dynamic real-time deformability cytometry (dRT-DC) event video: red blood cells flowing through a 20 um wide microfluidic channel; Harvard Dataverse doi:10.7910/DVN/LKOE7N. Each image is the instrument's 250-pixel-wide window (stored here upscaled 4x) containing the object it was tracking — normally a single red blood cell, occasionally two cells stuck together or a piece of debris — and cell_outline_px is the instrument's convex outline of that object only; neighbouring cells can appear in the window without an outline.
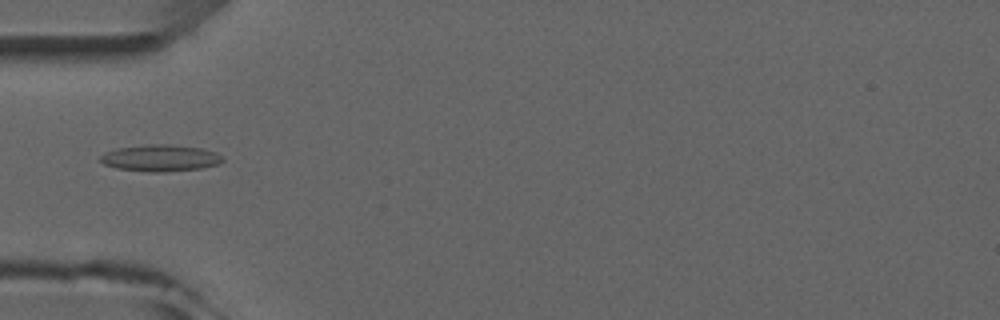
{"species": "common noctule bat (a hibernating species)", "species_latin": "Nyctalus noctula", "temperature_condition": "room temperature", "stored_images_in_passage": 5, "camera_frame_rate_fps": 3000, "um_per_image_px": 0.085, "animal": {"sex": "male", "forearm_length_mm": 52.5}, "frame": {"image": 1, "passage_image": 5, "time_ms": 5.333, "image_size_px": [1000, 320], "cell_outline_px": [[224, 160], [220, 164], [200, 168], [164, 172], [152, 172], [116, 168], [104, 164], [100, 160], [100, 156], [104, 152], [116, 148], [148, 144], [172, 144], [200, 148], [216, 152], [224, 156]], "centroid_in_image_um": [13.65, 13.42], "position_along_channel_um": 71.4, "area_um2": 19.13}}